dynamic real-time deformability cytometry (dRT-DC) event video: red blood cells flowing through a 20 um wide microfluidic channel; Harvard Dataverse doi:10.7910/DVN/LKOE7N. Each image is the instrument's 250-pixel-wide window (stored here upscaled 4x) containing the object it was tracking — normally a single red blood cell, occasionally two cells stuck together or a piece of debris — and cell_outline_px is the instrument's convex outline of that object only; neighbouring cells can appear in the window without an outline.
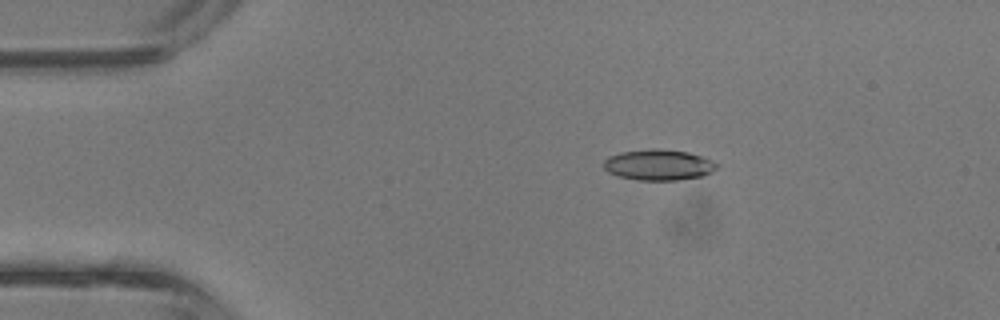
{"species": "common noctule bat (a hibernating species)", "species_latin": "Nyctalus noctula", "temperature_condition": "room temperature", "stored_images_in_passage": 4, "camera_frame_rate_fps": 3000, "um_per_image_px": 0.085, "animal": {"sex": "male", "body_mass_g": 13.3}, "frame": {"image": 1, "passage_image": 3, "time_ms": 0.667, "image_size_px": [1000, 320], "cell_outline_px": [[720, 164], [712, 172], [704, 176], [676, 180], [636, 180], [620, 176], [608, 172], [604, 168], [604, 160], [608, 156], [620, 152], [652, 148], [688, 152], [712, 160]], "centroid_in_image_um": [55.99, 14.01], "position_along_channel_um": 29.0, "area_um2": 20.35}}
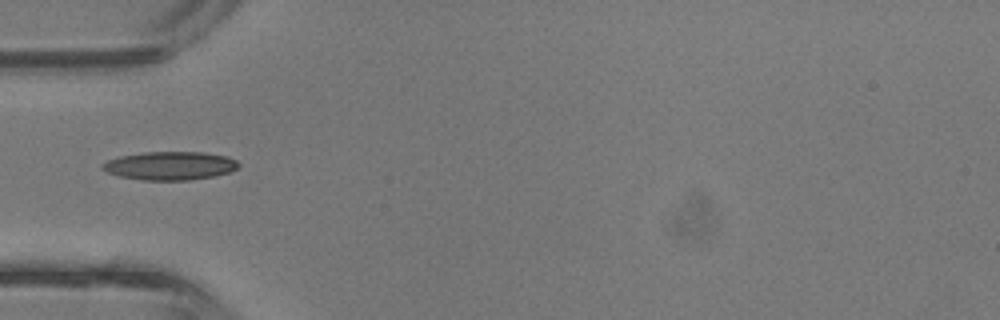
{"frame": {"image": 2, "passage_image": 4, "time_ms": 1.0, "image_size_px": [1000, 320], "cell_outline_px": [[240, 164], [236, 168], [228, 172], [216, 176], [188, 180], [140, 180], [120, 176], [108, 172], [100, 168], [100, 164], [108, 160], [120, 156], [144, 152], [204, 152], [228, 156], [236, 160]], "centroid_in_image_um": [14.44, 14.08], "position_along_channel_um": 70.6, "area_um2": 22.6}}